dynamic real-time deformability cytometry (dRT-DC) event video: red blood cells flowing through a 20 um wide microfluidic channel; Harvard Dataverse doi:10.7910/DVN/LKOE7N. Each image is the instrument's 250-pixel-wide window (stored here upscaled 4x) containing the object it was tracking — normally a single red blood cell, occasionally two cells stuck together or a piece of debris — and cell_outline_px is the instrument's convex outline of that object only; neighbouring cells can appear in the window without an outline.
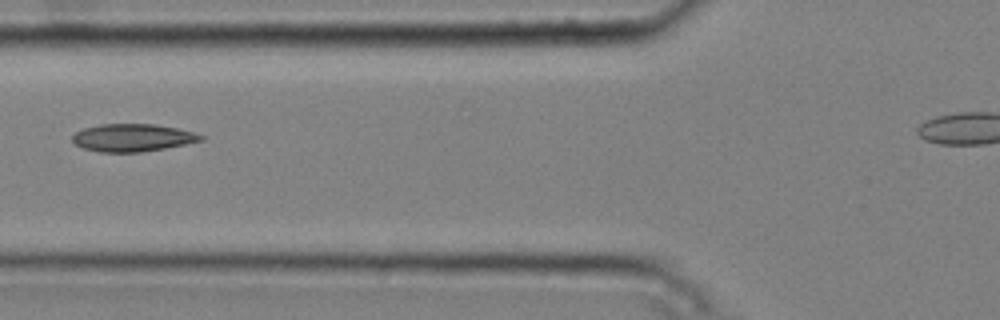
{"species": "common noctule bat (a hibernating species)", "species_latin": "Nyctalus noctula", "temperature_condition": "cold", "stored_images_in_passage": 6, "camera_frame_rate_fps": 3000, "um_per_image_px": 0.085, "animal": {"sex": "male", "body_mass_g": 20.4}, "frame": {"image": 1, "passage_image": 6, "time_ms": 1.667, "image_size_px": [1000, 320], "cell_outline_px": [[204, 140], [164, 148], [140, 152], [100, 152], [84, 148], [76, 144], [72, 140], [72, 136], [76, 132], [84, 128], [100, 124], [152, 124], [176, 128], [192, 132], [204, 136]], "centroid_in_image_um": [11.25, 11.7], "position_along_channel_um": 114.6, "area_um2": 20.4}}